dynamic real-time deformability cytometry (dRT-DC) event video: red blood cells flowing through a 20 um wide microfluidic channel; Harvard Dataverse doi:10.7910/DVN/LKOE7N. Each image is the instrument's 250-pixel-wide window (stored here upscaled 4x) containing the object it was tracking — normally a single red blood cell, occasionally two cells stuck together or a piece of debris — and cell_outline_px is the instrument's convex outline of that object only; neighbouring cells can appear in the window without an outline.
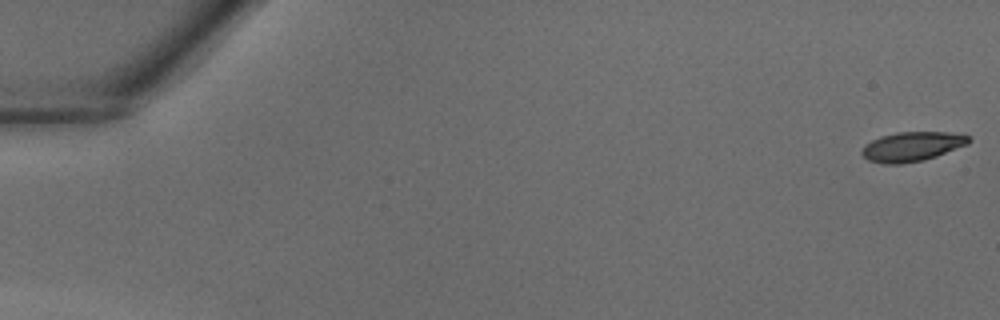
{"species": "common noctule bat (a hibernating species)", "species_latin": "Nyctalus noctula", "temperature_condition": "warm", "stored_images_in_passage": 41, "camera_frame_rate_fps": 3000, "um_per_image_px": 0.085, "animal": {"sex": "male", "body_mass_g": 18.8}, "frame": {"image": 1, "passage_image": 1, "time_ms": 0.0, "image_size_px": [1000, 320], "cell_outline_px": [[972, 140], [968, 144], [936, 156], [924, 160], [900, 164], [884, 164], [868, 160], [860, 152], [864, 144], [880, 136], [896, 132], [964, 132], [972, 136]], "centroid_in_image_um": [77.57, 12.43], "position_along_channel_um": 7.4, "area_um2": 18.73}}
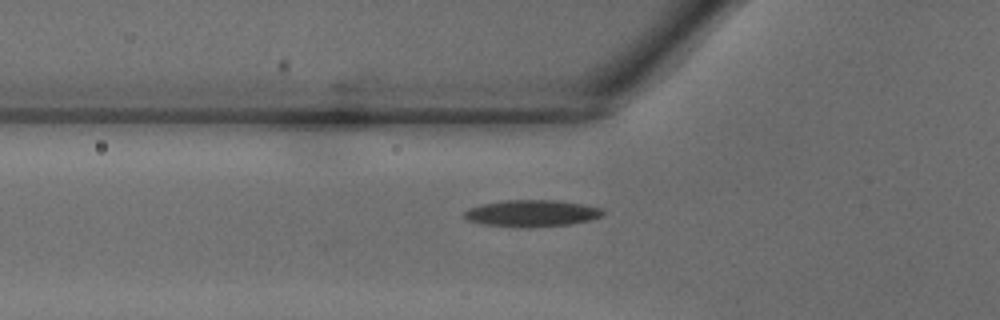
{"frame": {"image": 2, "passage_image": 15, "time_ms": 4.667, "image_size_px": [1000, 320], "cell_outline_px": [[604, 212], [600, 216], [592, 220], [568, 224], [532, 228], [524, 228], [484, 224], [468, 220], [464, 216], [464, 212], [468, 208], [484, 204], [504, 200], [560, 200], [600, 208]], "centroid_in_image_um": [45.19, 18.14], "position_along_channel_um": 80.6, "area_um2": 21.5}}
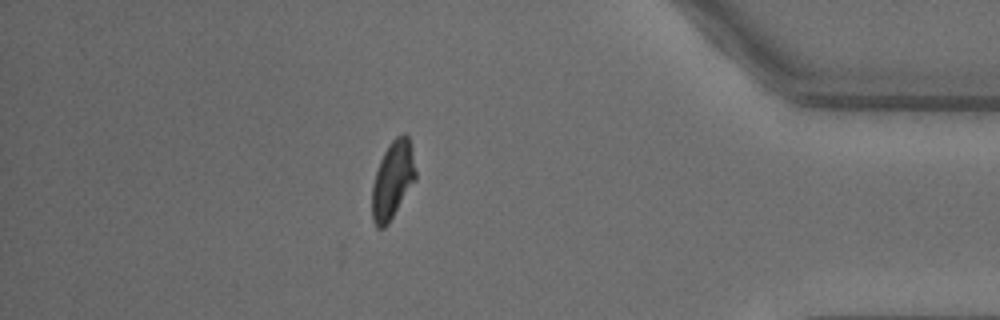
{"frame": {"image": 3, "passage_image": 36, "time_ms": 11.667, "image_size_px": [1000, 320], "cell_outline_px": [[416, 180], [388, 224], [384, 228], [376, 228], [372, 220], [372, 184], [380, 160], [388, 144], [396, 136], [404, 132], [408, 132], [412, 148], [416, 172]], "centroid_in_image_um": [33.38, 15.27], "position_along_channel_um": 401.8, "area_um2": 20.0}}